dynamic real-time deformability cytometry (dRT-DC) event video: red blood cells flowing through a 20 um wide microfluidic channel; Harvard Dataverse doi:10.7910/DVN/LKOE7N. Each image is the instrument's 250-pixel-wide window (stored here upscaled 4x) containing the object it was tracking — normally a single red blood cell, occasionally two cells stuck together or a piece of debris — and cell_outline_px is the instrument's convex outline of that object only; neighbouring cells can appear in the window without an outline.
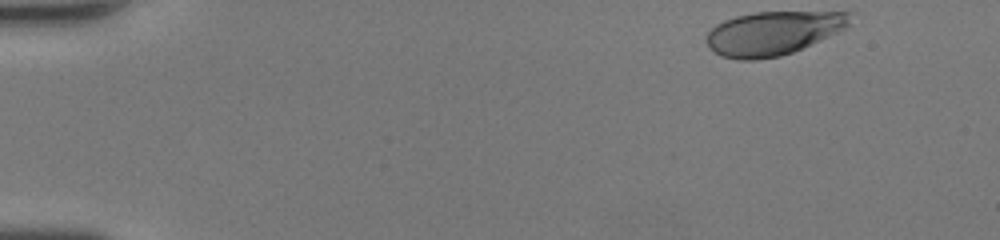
{"species": "human", "species_latin": "Homo sapiens", "temperature_condition": "room temperature", "stored_images_in_passage": 38, "camera_frame_rate_fps": 3000, "um_per_image_px": 0.085, "donor": {"sex": "female"}, "frame": {"image": 1, "passage_image": 1, "time_ms": 0.0, "image_size_px": [1000, 240], "cell_outline_px": [[856, 12], [848, 24], [844, 28], [820, 40], [792, 52], [780, 56], [756, 60], [736, 60], [720, 56], [708, 44], [708, 32], [716, 24], [724, 20], [736, 16], [756, 12]], "centroid_in_image_um": [65.71, 2.81], "position_along_channel_um": 19.3, "area_um2": 36.3}}
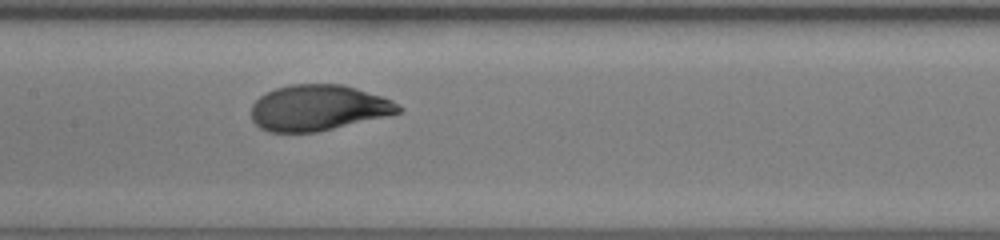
{"frame": {"image": 2, "passage_image": 21, "time_ms": 6.667, "image_size_px": [1000, 240], "cell_outline_px": [[404, 108], [400, 112], [388, 116], [316, 132], [268, 132], [260, 128], [252, 120], [252, 104], [260, 96], [276, 88], [292, 84], [340, 84], [356, 88], [392, 100]], "centroid_in_image_um": [27.05, 9.17], "position_along_channel_um": 180.3, "area_um2": 39.13}}
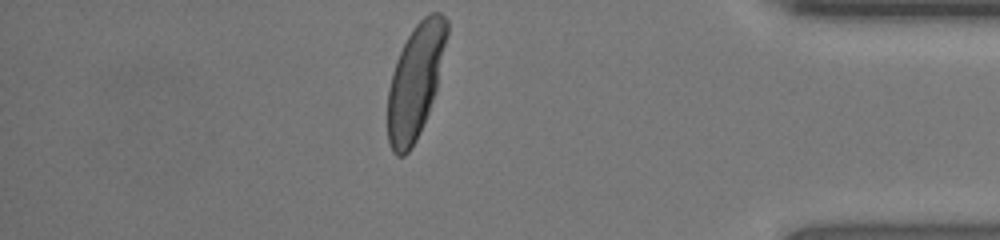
{"frame": {"image": 3, "passage_image": 38, "time_ms": 12.333, "image_size_px": [1000, 240], "cell_outline_px": [[448, 36], [436, 92], [420, 132], [416, 140], [408, 152], [404, 156], [396, 156], [392, 152], [388, 144], [388, 88], [392, 72], [396, 60], [408, 36], [416, 24], [428, 12], [440, 12], [448, 20]], "centroid_in_image_um": [35.32, 6.9], "position_along_channel_um": 399.9, "area_um2": 39.42}, "authors_computed_cell_mechanics": {"area_um2": 39.1884, "velocity_mm_per_s": 4.3946, "shape_relaxation_time_tau1_ms": 2.3928, "shape_relaxation_time_tau2_ms": null, "deformation_change_tau1": 0.1843, "deformation_change_tau2": null}}